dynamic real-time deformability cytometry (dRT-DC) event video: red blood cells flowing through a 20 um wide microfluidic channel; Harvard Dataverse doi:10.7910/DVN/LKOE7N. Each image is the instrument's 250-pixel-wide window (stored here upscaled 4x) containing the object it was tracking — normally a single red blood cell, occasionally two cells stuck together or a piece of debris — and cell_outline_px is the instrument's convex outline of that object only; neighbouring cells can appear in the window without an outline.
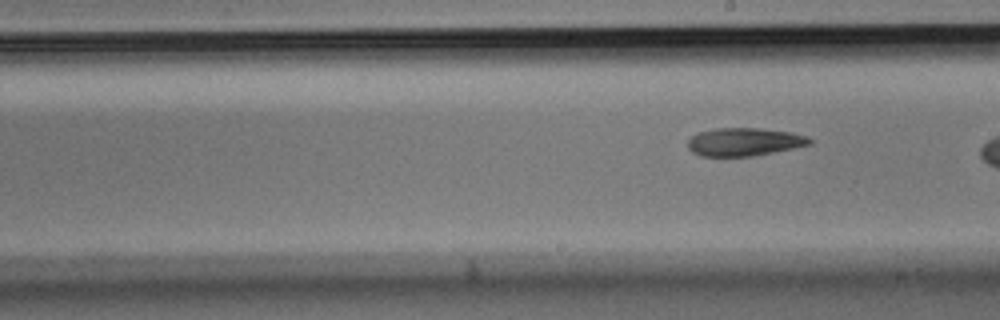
{"species": "Egyptian fruit bat (a non-hibernating species)", "species_latin": "Rousettus aegyptiacus", "temperature_condition": "room temperature", "stored_images_in_passage": 9, "segment_of_instrument_passage": [2, 2], "camera_frame_rate_fps": 3000, "um_per_image_px": 0.085, "animal": {"sex": "male"}, "frame": {"image": 1, "passage_image": 9, "time_ms": 2.667, "image_size_px": [1000, 320], "cell_outline_px": [[812, 144], [756, 156], [700, 156], [692, 152], [688, 148], [688, 140], [696, 132], [716, 128], [760, 128], [788, 132], [808, 136], [812, 140]], "centroid_in_image_um": [63.25, 12.06], "position_along_channel_um": 225.8, "area_um2": 20.06}}